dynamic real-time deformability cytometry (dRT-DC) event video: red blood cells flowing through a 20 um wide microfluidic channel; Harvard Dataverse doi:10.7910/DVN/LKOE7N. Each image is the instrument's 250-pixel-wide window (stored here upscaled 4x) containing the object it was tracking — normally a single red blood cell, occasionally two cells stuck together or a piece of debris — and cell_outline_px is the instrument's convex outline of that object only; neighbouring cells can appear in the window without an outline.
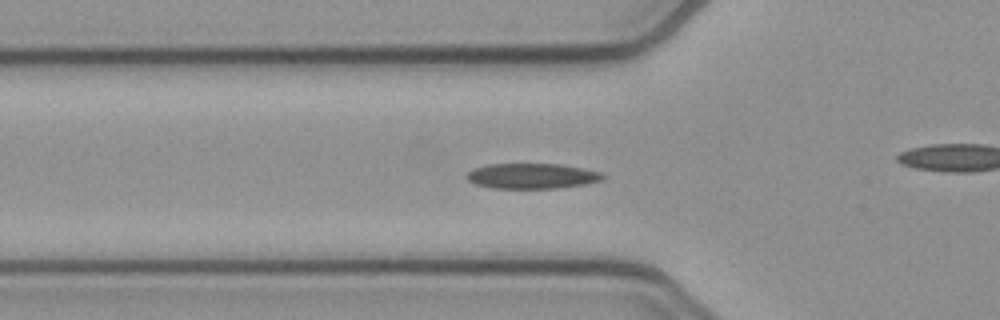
{"species": "common noctule bat (a hibernating species)", "species_latin": "Nyctalus noctula", "temperature_condition": "cold", "stored_images_in_passage": 53, "camera_frame_rate_fps": 3000, "um_per_image_px": 0.085, "animal": {"sex": "female", "body_mass_g": 21.9}, "frame": {"image": 1, "passage_image": 17, "time_ms": 5.333, "image_size_px": [1000, 320], "cell_outline_px": [[608, 176], [604, 180], [588, 184], [556, 188], [492, 188], [476, 184], [468, 180], [464, 176], [472, 168], [488, 164], [560, 164], [584, 168], [604, 172]], "centroid_in_image_um": [45.28, 14.95], "position_along_channel_um": 80.5, "area_um2": 20.46}}
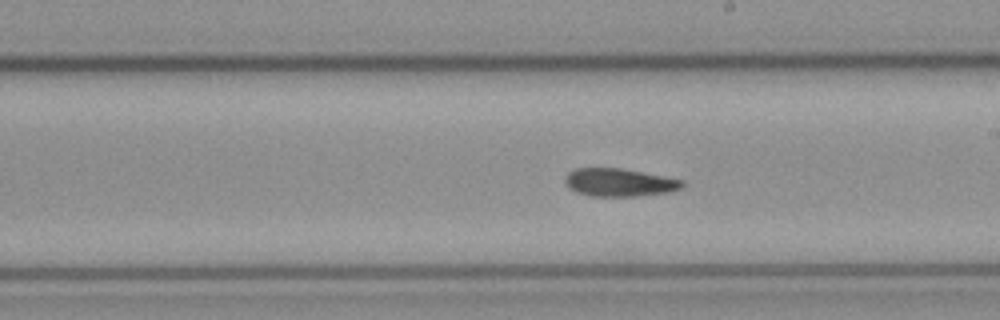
{"frame": {"image": 2, "passage_image": 29, "time_ms": 9.333, "image_size_px": [1000, 320], "cell_outline_px": [[688, 184], [680, 188], [668, 192], [636, 196], [592, 196], [576, 192], [568, 188], [564, 180], [564, 176], [568, 172], [576, 168], [620, 168], [684, 180]], "centroid_in_image_um": [52.62, 15.5], "position_along_channel_um": 236.4, "area_um2": 19.13}}
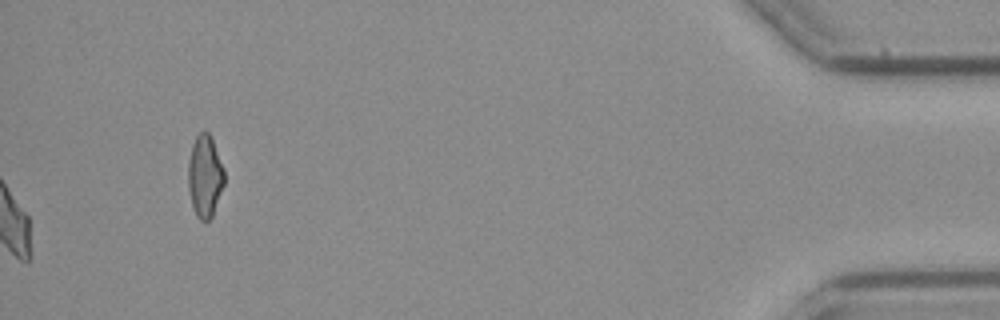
{"frame": {"image": 3, "passage_image": 53, "time_ms": 17.333, "image_size_px": [1000, 320], "cell_outline_px": [[224, 184], [212, 216], [208, 220], [200, 220], [196, 216], [192, 204], [188, 188], [188, 160], [192, 144], [196, 136], [200, 132], [208, 132], [212, 140], [224, 168]], "centroid_in_image_um": [17.4, 14.97], "position_along_channel_um": 417.8, "area_um2": 17.17}, "authors_computed_cell_mechanics": {"area_um2": 19.4208, "velocity_mm_per_s": 3.8641, "shape_relaxation_time_tau1_ms": 6.1285, "shape_relaxation_time_tau2_ms": 4.3626, "deformation_change_tau1": 0.1504, "deformation_change_tau2": 0.1068}}